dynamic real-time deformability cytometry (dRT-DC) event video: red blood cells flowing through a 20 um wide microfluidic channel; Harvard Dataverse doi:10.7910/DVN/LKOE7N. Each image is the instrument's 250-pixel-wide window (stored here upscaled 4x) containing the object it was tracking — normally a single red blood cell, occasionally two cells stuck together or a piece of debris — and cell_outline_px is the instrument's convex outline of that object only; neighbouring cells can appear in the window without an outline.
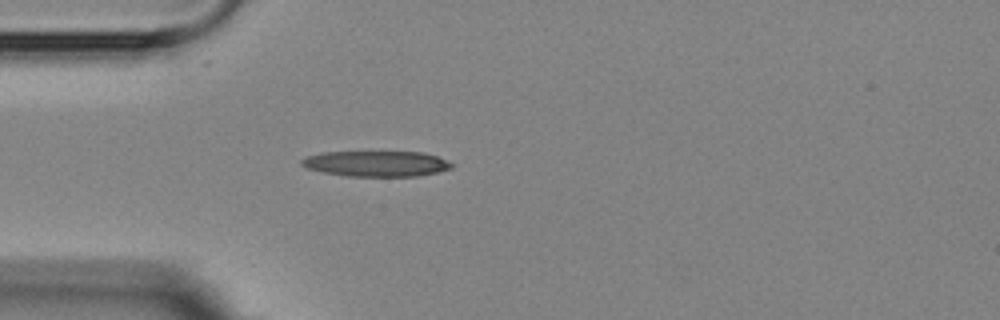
{"species": "Egyptian fruit bat (a non-hibernating species)", "species_latin": "Rousettus aegyptiacus", "temperature_condition": "room temperature", "stored_images_in_passage": 5, "camera_frame_rate_fps": 3000, "um_per_image_px": 0.085, "animal": {"sex": "female"}, "frame": {"image": 1, "passage_image": 5, "time_ms": 5.667, "image_size_px": [1000, 320], "cell_outline_px": [[452, 168], [436, 172], [416, 176], [348, 176], [324, 172], [308, 168], [300, 164], [300, 160], [308, 156], [324, 152], [424, 152], [448, 160], [452, 164]], "centroid_in_image_um": [32.0, 13.91], "position_along_channel_um": 53.0, "area_um2": 22.2}}